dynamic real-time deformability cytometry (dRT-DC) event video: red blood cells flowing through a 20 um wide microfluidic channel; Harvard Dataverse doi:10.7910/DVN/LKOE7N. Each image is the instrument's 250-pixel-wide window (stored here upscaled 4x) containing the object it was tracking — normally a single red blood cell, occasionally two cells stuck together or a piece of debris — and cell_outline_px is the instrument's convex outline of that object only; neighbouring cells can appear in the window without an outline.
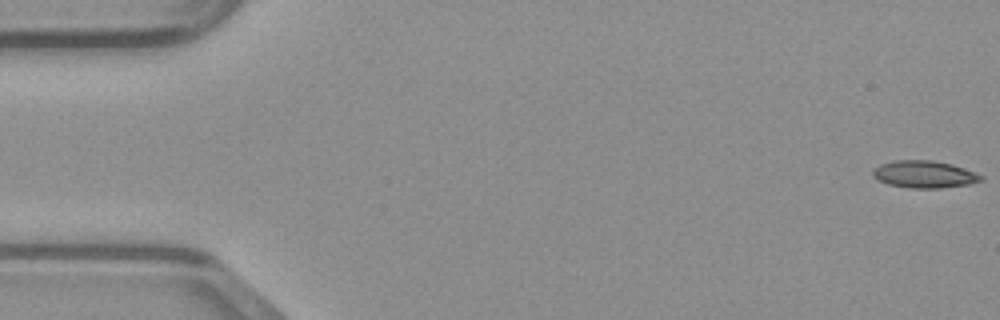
{"species": "common noctule bat (a hibernating species)", "species_latin": "Nyctalus noctula", "temperature_condition": "warm", "stored_images_in_passage": 49, "camera_frame_rate_fps": 3000, "um_per_image_px": 0.085, "animal": {"sex": "male", "body_mass_g": 23.1, "forearm_length_mm": 52.7}, "frame": {"image": 1, "passage_image": 1, "time_ms": 0.0, "image_size_px": [1000, 320], "cell_outline_px": [[984, 180], [968, 184], [940, 188], [908, 188], [888, 184], [876, 180], [872, 176], [872, 172], [880, 164], [892, 160], [932, 160], [952, 164], [964, 168], [984, 176]], "centroid_in_image_um": [78.55, 14.81], "position_along_channel_um": 6.5, "area_um2": 17.28}}
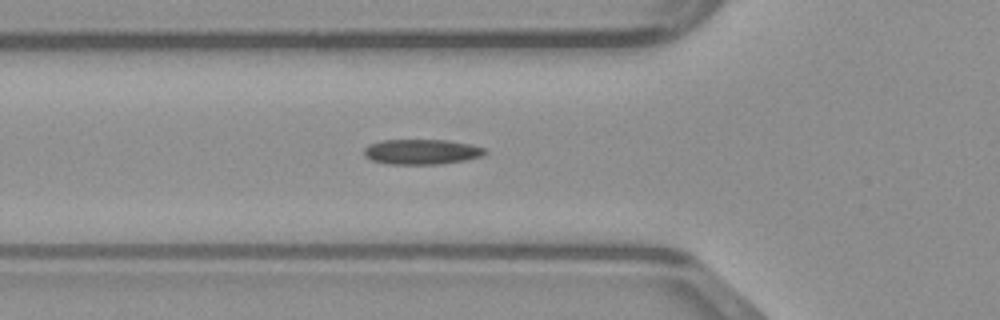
{"frame": {"image": 2, "passage_image": 17, "time_ms": 5.333, "image_size_px": [1000, 320], "cell_outline_px": [[488, 152], [484, 156], [468, 160], [440, 164], [388, 164], [372, 160], [364, 156], [364, 148], [368, 144], [380, 140], [444, 140], [468, 144], [484, 148]], "centroid_in_image_um": [35.83, 12.91], "position_along_channel_um": 90.0, "area_um2": 17.86}}
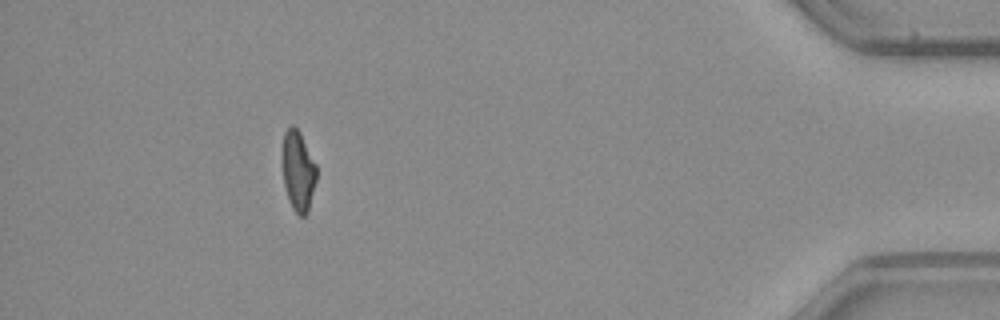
{"frame": {"image": 3, "passage_image": 44, "time_ms": 14.333, "image_size_px": [1000, 320], "cell_outline_px": [[316, 180], [308, 212], [304, 216], [300, 216], [292, 208], [284, 184], [280, 156], [280, 152], [284, 132], [292, 124], [300, 132], [316, 164]], "centroid_in_image_um": [25.31, 14.48], "position_along_channel_um": 409.9, "area_um2": 16.24}}